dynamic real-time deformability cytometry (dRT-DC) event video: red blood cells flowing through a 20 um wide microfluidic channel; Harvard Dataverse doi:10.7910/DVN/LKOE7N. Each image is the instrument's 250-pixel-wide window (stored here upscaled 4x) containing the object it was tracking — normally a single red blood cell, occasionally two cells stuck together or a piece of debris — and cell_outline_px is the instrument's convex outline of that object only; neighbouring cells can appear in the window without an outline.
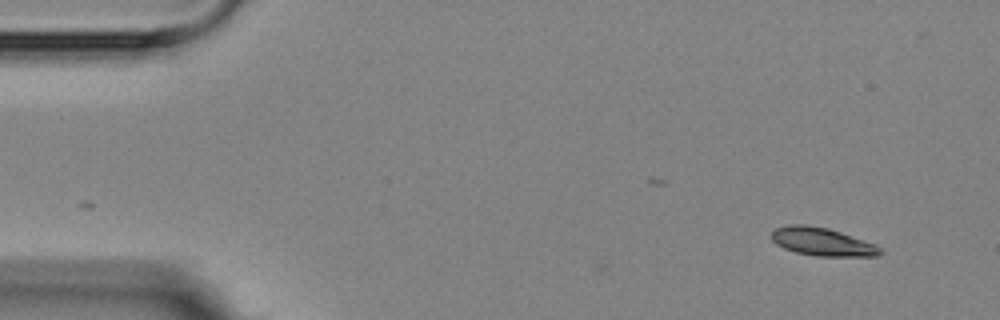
{"species": "Egyptian fruit bat (a non-hibernating species)", "species_latin": "Rousettus aegyptiacus", "temperature_condition": "room temperature", "stored_images_in_passage": 2, "camera_frame_rate_fps": 3000, "um_per_image_px": 0.085, "animal": {"sex": "female"}, "frame": {"image": 1, "passage_image": 2, "time_ms": 1.333, "image_size_px": [1000, 320], "cell_outline_px": [[884, 252], [880, 256], [816, 256], [796, 252], [784, 248], [776, 244], [768, 236], [776, 228], [788, 224], [804, 224], [828, 228], [876, 244]], "centroid_in_image_um": [69.87, 20.55], "position_along_channel_um": 15.1, "area_um2": 17.92}}